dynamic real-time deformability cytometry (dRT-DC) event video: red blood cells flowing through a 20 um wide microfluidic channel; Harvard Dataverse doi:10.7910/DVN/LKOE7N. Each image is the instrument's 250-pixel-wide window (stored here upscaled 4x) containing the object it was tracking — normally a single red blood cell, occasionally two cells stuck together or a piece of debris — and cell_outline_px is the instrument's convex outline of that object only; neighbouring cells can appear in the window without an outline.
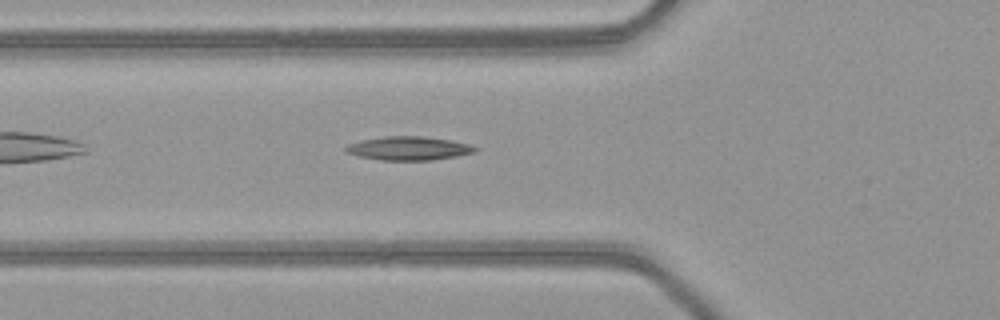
{"species": "common noctule bat (a hibernating species)", "species_latin": "Nyctalus noctula", "temperature_condition": "warm", "stored_images_in_passage": 35, "camera_frame_rate_fps": 3000, "um_per_image_px": 0.085, "animal": {"sex": "female", "body_mass_g": 21.9}, "frame": {"image": 1, "passage_image": 3, "time_ms": 0.667, "image_size_px": [1000, 320], "cell_outline_px": [[480, 148], [476, 152], [456, 156], [432, 160], [380, 160], [360, 156], [344, 152], [344, 148], [348, 144], [360, 140], [384, 136], [420, 136], [452, 140], [472, 144]], "centroid_in_image_um": [34.76, 12.6], "position_along_channel_um": 91.0, "area_um2": 18.03}}
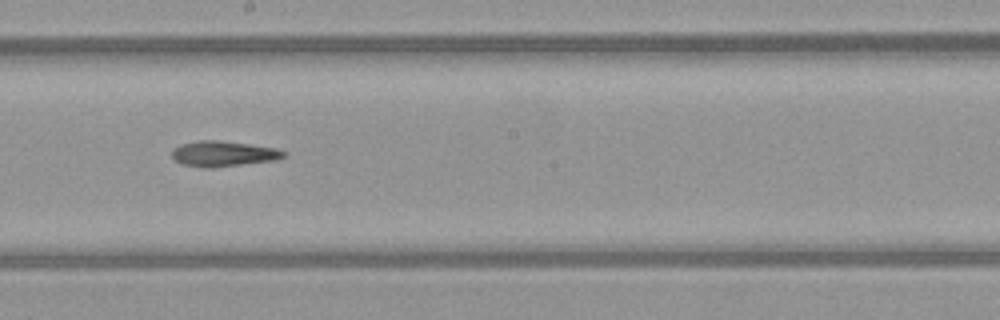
{"frame": {"image": 2, "passage_image": 13, "time_ms": 4.0, "image_size_px": [1000, 320], "cell_outline_px": [[288, 156], [276, 160], [212, 168], [204, 168], [180, 164], [172, 156], [172, 152], [180, 144], [200, 140], [220, 140], [276, 148], [288, 152]], "centroid_in_image_um": [19.03, 13.07], "position_along_channel_um": 229.2, "area_um2": 16.7}}
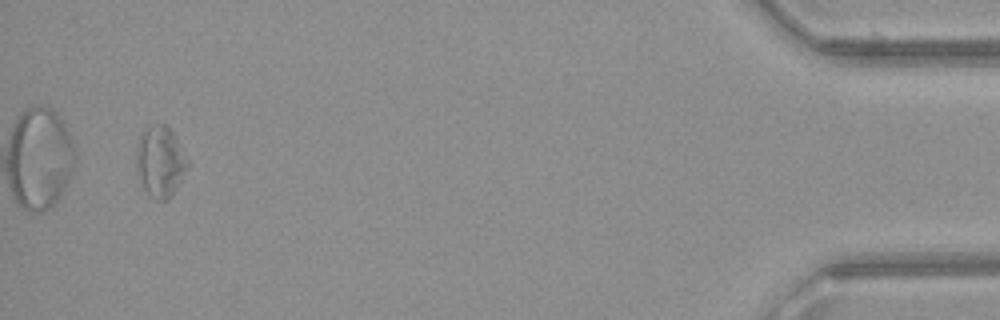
{"frame": {"image": 3, "passage_image": 33, "time_ms": 10.667, "image_size_px": [1000, 320], "cell_outline_px": [[188, 168], [172, 196], [168, 200], [156, 200], [148, 196], [140, 180], [136, 168], [136, 148], [140, 136], [152, 124], [168, 124], [176, 136], [188, 160]], "centroid_in_image_um": [13.63, 13.74], "position_along_channel_um": 421.6, "area_um2": 21.39}}